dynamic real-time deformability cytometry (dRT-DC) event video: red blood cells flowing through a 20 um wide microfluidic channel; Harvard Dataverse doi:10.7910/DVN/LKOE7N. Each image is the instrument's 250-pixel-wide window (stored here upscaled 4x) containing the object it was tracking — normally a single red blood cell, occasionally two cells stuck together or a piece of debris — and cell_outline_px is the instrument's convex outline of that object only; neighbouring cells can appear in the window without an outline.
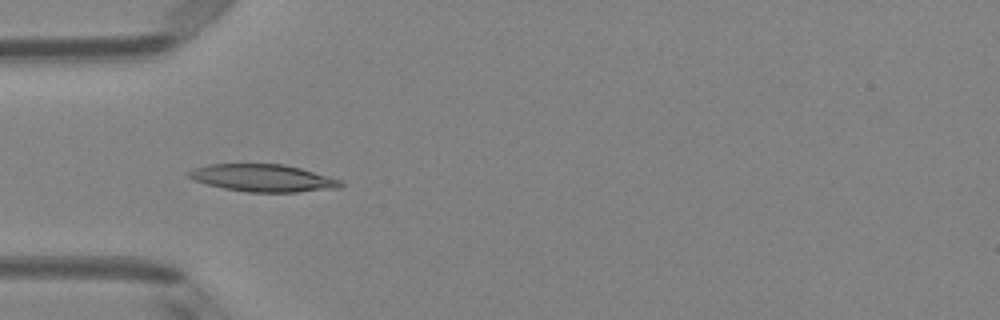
{"species": "Egyptian fruit bat (a non-hibernating species)", "species_latin": "Rousettus aegyptiacus", "temperature_condition": "room temperature", "stored_images_in_passage": 36, "camera_frame_rate_fps": 3000, "um_per_image_px": 0.085, "animal": {"sex": "female"}, "frame": {"image": 1, "passage_image": 1, "time_ms": 0.0, "image_size_px": [1000, 320], "cell_outline_px": [[344, 184], [340, 188], [296, 192], [248, 192], [224, 188], [208, 184], [196, 180], [188, 176], [188, 172], [192, 168], [208, 164], [284, 164], [300, 168], [328, 176], [340, 180]], "centroid_in_image_um": [22.36, 15.13], "position_along_channel_um": 62.6, "area_um2": 24.04}}
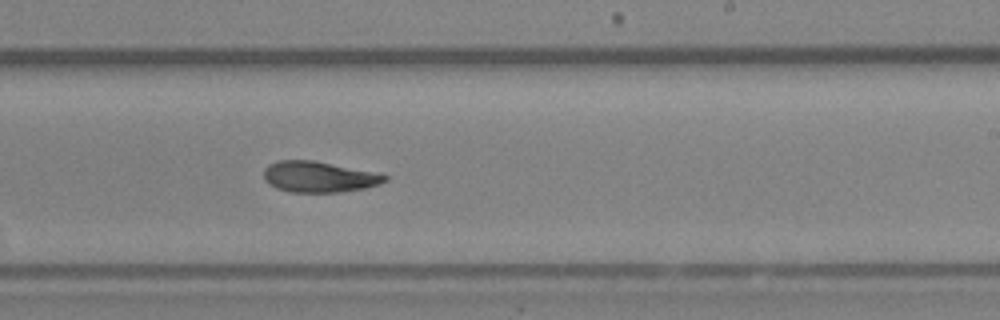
{"frame": {"image": 2, "passage_image": 16, "time_ms": 5.0, "image_size_px": [1000, 320], "cell_outline_px": [[388, 180], [380, 184], [364, 188], [340, 192], [292, 192], [276, 188], [268, 184], [264, 180], [264, 168], [268, 164], [276, 160], [312, 160], [388, 176]], "centroid_in_image_um": [27.02, 15.04], "position_along_channel_um": 262.0, "area_um2": 21.5}}
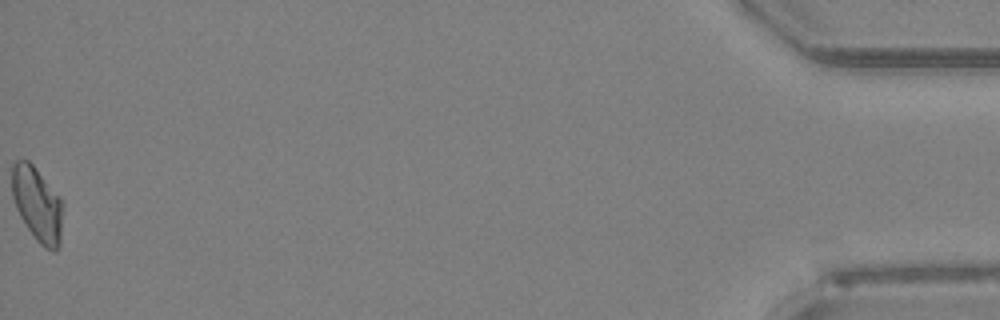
{"frame": {"image": 3, "passage_image": 36, "time_ms": 11.667, "image_size_px": [1000, 320], "cell_outline_px": [[64, 204], [60, 244], [52, 252], [44, 248], [36, 240], [20, 216], [16, 208], [12, 196], [12, 164], [16, 160], [28, 160], [32, 164], [60, 196]], "centroid_in_image_um": [3.19, 17.37], "position_along_channel_um": 432.0, "area_um2": 22.25}, "authors_computed_cell_mechanics": {"area_um2": 22.1085, "velocity_mm_per_s": 4.0306, "shape_relaxation_time_tau1_ms": 4.1699, "shape_relaxation_time_tau2_ms": 4.0972, "deformation_change_tau1": 0.1676, "deformation_change_tau2": 0.1173}}